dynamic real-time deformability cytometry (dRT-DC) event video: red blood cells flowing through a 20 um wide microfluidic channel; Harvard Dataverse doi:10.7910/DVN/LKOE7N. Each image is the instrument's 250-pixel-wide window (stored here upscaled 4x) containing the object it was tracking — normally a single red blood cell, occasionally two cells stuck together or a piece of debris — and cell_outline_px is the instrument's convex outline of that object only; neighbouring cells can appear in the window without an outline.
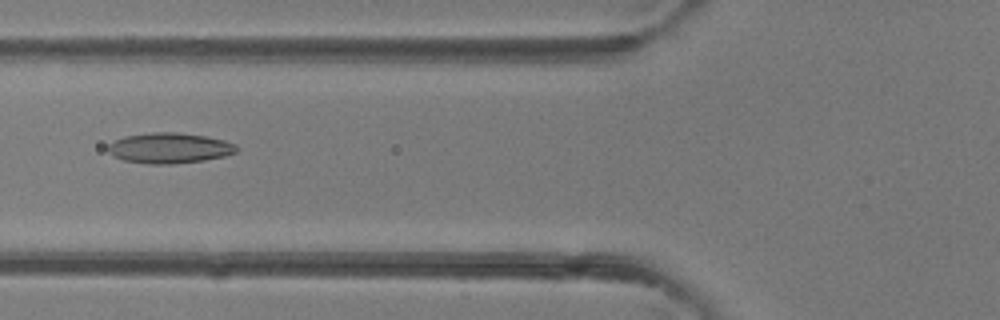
{"species": "common noctule bat (a hibernating species)", "species_latin": "Nyctalus noctula", "temperature_condition": "room temperature", "stored_images_in_passage": 4, "camera_frame_rate_fps": 3000, "um_per_image_px": 0.085, "animal": {"sex": "female"}, "frame": {"image": 1, "passage_image": 4, "time_ms": 3.333, "image_size_px": [1000, 320], "cell_outline_px": [[236, 152], [224, 156], [204, 160], [172, 164], [148, 164], [124, 160], [112, 156], [108, 152], [108, 144], [124, 136], [152, 132], [180, 132], [208, 136], [224, 140], [236, 144]], "centroid_in_image_um": [14.39, 12.58], "position_along_channel_um": 111.4, "area_um2": 22.95}}